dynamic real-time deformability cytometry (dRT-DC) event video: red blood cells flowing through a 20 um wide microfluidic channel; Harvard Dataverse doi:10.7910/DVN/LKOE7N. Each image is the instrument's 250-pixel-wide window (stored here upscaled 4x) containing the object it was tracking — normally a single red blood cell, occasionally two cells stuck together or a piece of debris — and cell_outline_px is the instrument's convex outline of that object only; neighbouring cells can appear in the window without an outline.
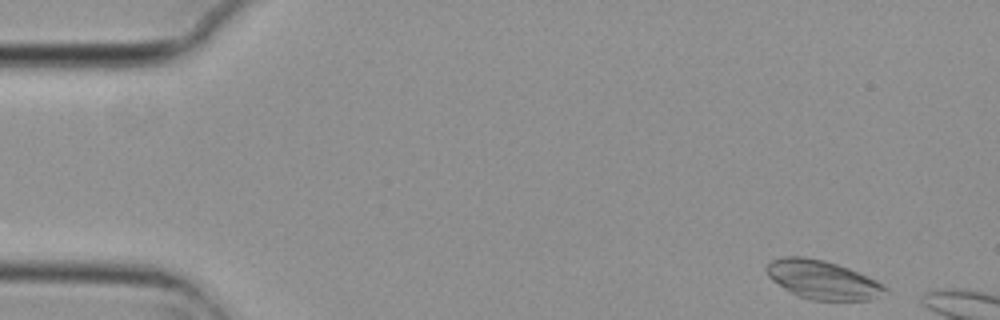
{"species": "common noctule bat (a hibernating species)", "species_latin": "Nyctalus noctula", "temperature_condition": "cold", "stored_images_in_passage": 3, "camera_frame_rate_fps": 3000, "um_per_image_px": 0.085, "animal": {"sex": "female", "body_mass_g": 29.2, "forearm_length_mm": 56.3}, "frame": {"image": 1, "passage_image": 1, "time_ms": 0.0, "image_size_px": [1000, 320], "cell_outline_px": [[888, 292], [872, 300], [812, 300], [800, 296], [784, 288], [772, 280], [768, 276], [764, 268], [772, 260], [784, 256], [804, 256], [824, 260], [848, 268], [868, 276], [884, 284], [888, 288]], "centroid_in_image_um": [69.94, 23.78], "position_along_channel_um": 15.1, "area_um2": 26.76}}